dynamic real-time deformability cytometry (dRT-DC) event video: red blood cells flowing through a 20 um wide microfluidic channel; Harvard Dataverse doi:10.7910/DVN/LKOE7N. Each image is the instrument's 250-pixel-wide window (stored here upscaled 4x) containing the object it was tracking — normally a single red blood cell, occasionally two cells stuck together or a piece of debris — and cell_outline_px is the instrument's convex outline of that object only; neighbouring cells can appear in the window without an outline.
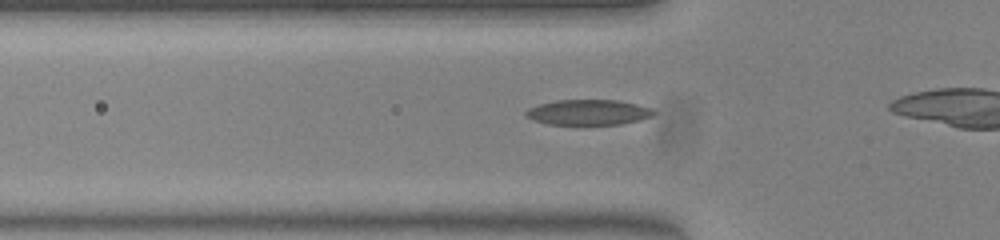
{"species": "common noctule bat (a hibernating species)", "species_latin": "Nyctalus noctula", "temperature_condition": "warm", "stored_images_in_passage": 20, "camera_frame_rate_fps": 3000, "um_per_image_px": 0.085, "animal": {"sex": "female", "body_mass_g": 23.0, "forearm_length_mm": 53.4}, "frame": {"image": 1, "passage_image": 2, "time_ms": 0.333, "image_size_px": [1000, 240], "cell_outline_px": [[652, 112], [644, 116], [632, 120], [612, 124], [556, 124], [540, 120], [528, 116], [528, 112], [532, 108], [544, 104], [564, 100], [608, 100], [632, 104], [644, 108]], "centroid_in_image_um": [49.93, 9.54], "position_along_channel_um": 75.9, "area_um2": 16.82}}
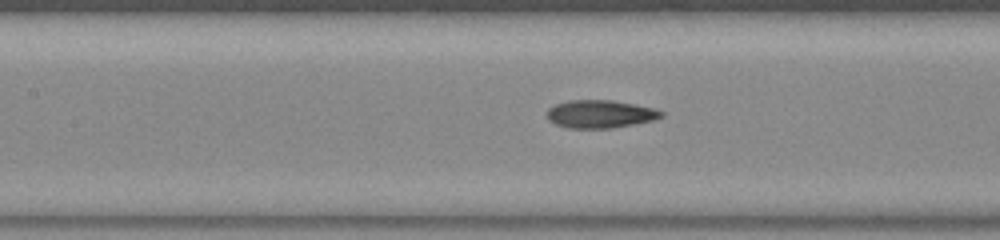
{"frame": {"image": 2, "passage_image": 8, "time_ms": 2.333, "image_size_px": [1000, 240], "cell_outline_px": [[660, 116], [648, 120], [600, 128], [580, 128], [560, 124], [552, 120], [548, 116], [548, 112], [552, 108], [560, 104], [580, 100], [600, 100], [628, 104], [648, 108], [660, 112]], "centroid_in_image_um": [50.95, 9.68], "position_along_channel_um": 156.5, "area_um2": 16.42}}
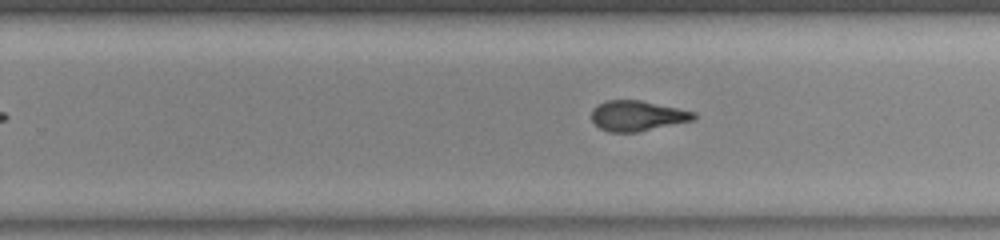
{"frame": {"image": 3, "passage_image": 17, "time_ms": 5.333, "image_size_px": [1000, 240], "cell_outline_px": [[696, 116], [688, 120], [632, 132], [616, 132], [604, 128], [596, 124], [592, 120], [592, 112], [600, 104], [612, 100], [636, 100], [692, 112]], "centroid_in_image_um": [54.09, 9.83], "position_along_channel_um": 275.7, "area_um2": 16.53}}